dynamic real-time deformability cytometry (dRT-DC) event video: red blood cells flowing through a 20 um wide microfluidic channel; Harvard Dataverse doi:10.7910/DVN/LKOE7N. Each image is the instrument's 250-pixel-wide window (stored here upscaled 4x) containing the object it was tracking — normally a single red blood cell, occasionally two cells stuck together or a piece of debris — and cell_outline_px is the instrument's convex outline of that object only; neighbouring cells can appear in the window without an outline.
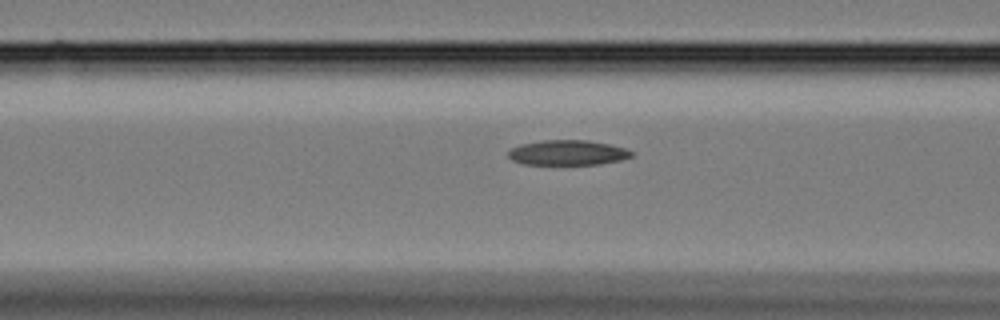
{"species": "Egyptian fruit bat (a non-hibernating species)", "species_latin": "Rousettus aegyptiacus", "temperature_condition": "cold", "stored_images_in_passage": 9, "camera_frame_rate_fps": 3000, "um_per_image_px": 0.085, "animal": {"sex": "female"}, "frame": {"image": 1, "passage_image": 7, "time_ms": 2.0, "image_size_px": [1000, 320], "cell_outline_px": [[636, 152], [632, 156], [620, 160], [600, 164], [524, 164], [512, 160], [508, 156], [508, 152], [512, 148], [520, 144], [544, 140], [588, 140], [608, 144], [624, 148]], "centroid_in_image_um": [48.26, 12.97], "position_along_channel_um": 118.3, "area_um2": 17.92}}